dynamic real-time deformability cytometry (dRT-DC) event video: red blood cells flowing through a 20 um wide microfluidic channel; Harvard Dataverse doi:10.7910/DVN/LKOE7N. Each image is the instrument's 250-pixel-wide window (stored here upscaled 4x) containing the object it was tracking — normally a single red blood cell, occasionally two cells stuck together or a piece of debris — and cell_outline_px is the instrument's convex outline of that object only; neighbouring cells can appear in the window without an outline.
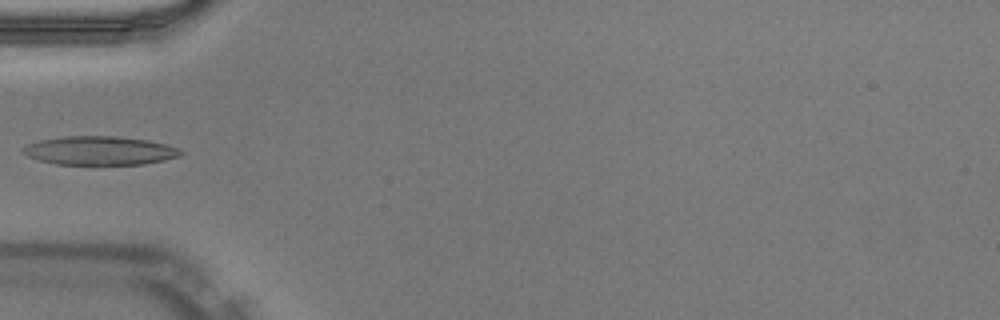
{"species": "Egyptian fruit bat (a non-hibernating species)", "species_latin": "Rousettus aegyptiacus", "temperature_condition": "warm", "stored_images_in_passage": 33, "camera_frame_rate_fps": 3000, "um_per_image_px": 0.085, "animal": {"sex": "male"}, "frame": {"image": 1, "passage_image": 1, "time_ms": 0.0, "image_size_px": [1000, 320], "cell_outline_px": [[184, 152], [180, 156], [164, 160], [144, 164], [56, 164], [40, 160], [28, 156], [20, 152], [20, 148], [28, 144], [40, 140], [64, 136], [116, 136], [148, 140], [168, 144], [180, 148]], "centroid_in_image_um": [8.49, 12.79], "position_along_channel_um": 76.5, "area_um2": 26.53}}